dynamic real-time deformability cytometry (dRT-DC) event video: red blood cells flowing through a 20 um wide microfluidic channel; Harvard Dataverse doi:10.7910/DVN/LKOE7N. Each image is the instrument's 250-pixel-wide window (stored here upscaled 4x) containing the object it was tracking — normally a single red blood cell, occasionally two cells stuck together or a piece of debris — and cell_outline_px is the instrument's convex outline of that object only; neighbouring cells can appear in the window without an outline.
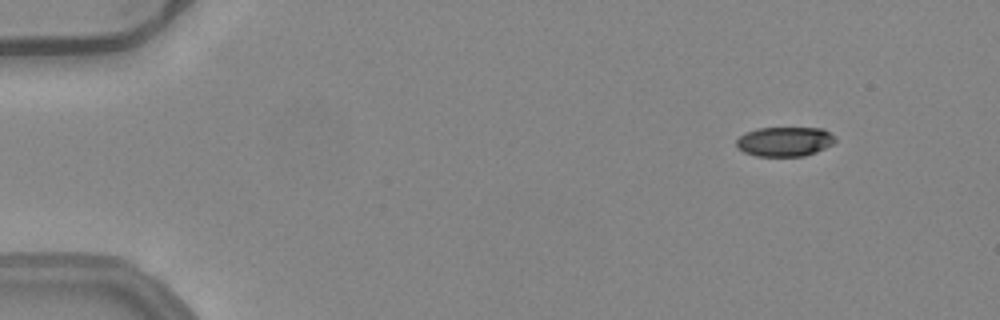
{"species": "common noctule bat (a hibernating species)", "species_latin": "Nyctalus noctula", "temperature_condition": "warm", "stored_images_in_passage": 53, "camera_frame_rate_fps": 3000, "um_per_image_px": 0.085, "animal": {"sex": "female", "body_mass_g": 24.6, "forearm_length_mm": 56.2}, "frame": {"image": 1, "passage_image": 6, "time_ms": 1.667, "image_size_px": [1000, 320], "cell_outline_px": [[836, 140], [832, 144], [816, 152], [804, 156], [756, 156], [744, 152], [736, 144], [736, 140], [744, 132], [756, 128], [824, 128], [836, 136]], "centroid_in_image_um": [66.71, 12.02], "position_along_channel_um": 18.3, "area_um2": 17.11}}
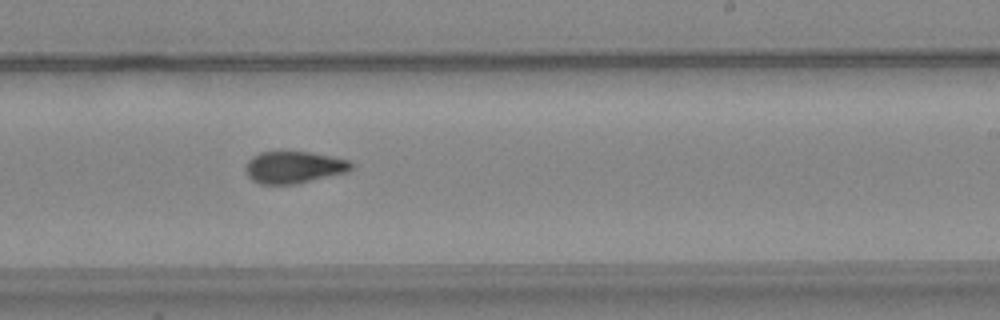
{"frame": {"image": 2, "passage_image": 33, "time_ms": 10.667, "image_size_px": [1000, 320], "cell_outline_px": [[356, 164], [348, 172], [296, 184], [260, 184], [252, 180], [248, 176], [244, 168], [248, 160], [252, 156], [260, 152], [308, 152], [348, 160]], "centroid_in_image_um": [24.97, 14.23], "position_along_channel_um": 264.0, "area_um2": 19.71}}
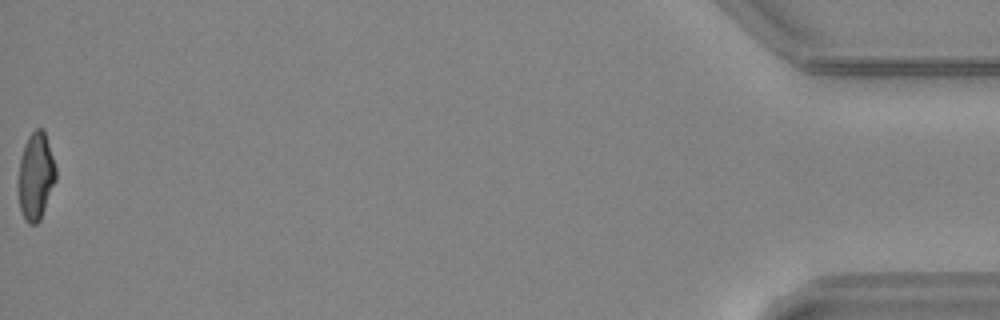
{"frame": {"image": 3, "passage_image": 53, "time_ms": 17.333, "image_size_px": [1000, 320], "cell_outline_px": [[56, 180], [40, 220], [36, 224], [28, 224], [24, 220], [20, 208], [16, 188], [16, 184], [20, 156], [24, 144], [28, 136], [36, 128], [44, 128], [56, 168]], "centroid_in_image_um": [3.0, 14.98], "position_along_channel_um": 432.2, "area_um2": 19.65}, "authors_computed_cell_mechanics": {"area_um2": 19.7098, "velocity_mm_per_s": 3.9945, "shape_relaxation_time_tau1_ms": 10.9276, "shape_relaxation_time_tau2_ms": 2.9384, "deformation_change_tau1": 0.2616, "deformation_change_tau2": 0.0857}}